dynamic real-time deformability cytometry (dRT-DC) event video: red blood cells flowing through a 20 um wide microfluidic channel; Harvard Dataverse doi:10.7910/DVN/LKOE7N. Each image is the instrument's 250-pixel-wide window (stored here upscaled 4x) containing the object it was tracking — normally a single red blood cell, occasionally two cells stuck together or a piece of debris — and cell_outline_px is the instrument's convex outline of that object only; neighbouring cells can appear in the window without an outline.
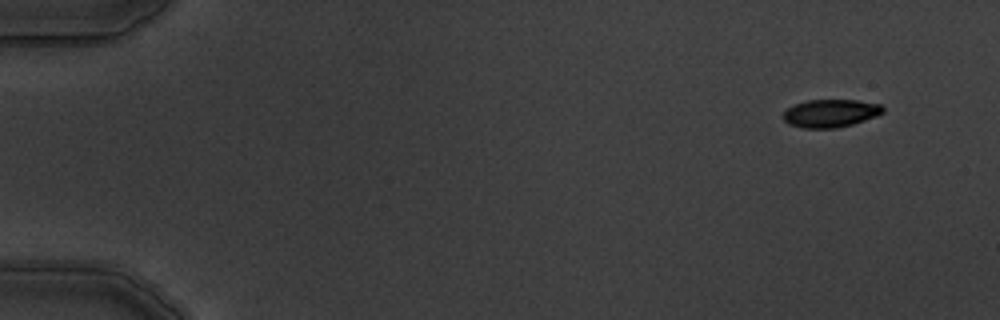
{"species": "common noctule bat (a hibernating species)", "species_latin": "Nyctalus noctula", "temperature_condition": "warm", "stored_images_in_passage": 6, "camera_frame_rate_fps": 3000, "um_per_image_px": 0.085, "animal": {"sex": "male", "body_mass_g": 19.5, "forearm_length_mm": 54.6}, "frame": {"image": 1, "passage_image": 1, "time_ms": 0.0, "image_size_px": [1000, 320], "cell_outline_px": [[884, 112], [876, 116], [852, 124], [836, 128], [804, 128], [788, 124], [784, 120], [784, 112], [788, 108], [796, 104], [808, 100], [856, 100], [880, 104], [884, 108]], "centroid_in_image_um": [70.6, 9.63], "position_along_channel_um": 14.4, "area_um2": 16.07}}
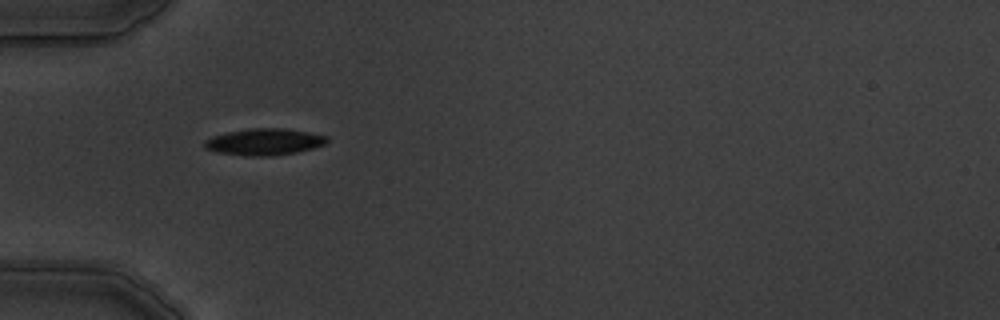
{"frame": {"image": 2, "passage_image": 5, "time_ms": 4.667, "image_size_px": [1000, 320], "cell_outline_px": [[328, 140], [324, 144], [312, 148], [296, 152], [272, 156], [244, 156], [216, 152], [204, 148], [204, 140], [212, 136], [228, 132], [252, 128], [284, 128], [308, 132], [328, 136]], "centroid_in_image_um": [22.43, 12.06], "position_along_channel_um": 62.6, "area_um2": 19.02}}